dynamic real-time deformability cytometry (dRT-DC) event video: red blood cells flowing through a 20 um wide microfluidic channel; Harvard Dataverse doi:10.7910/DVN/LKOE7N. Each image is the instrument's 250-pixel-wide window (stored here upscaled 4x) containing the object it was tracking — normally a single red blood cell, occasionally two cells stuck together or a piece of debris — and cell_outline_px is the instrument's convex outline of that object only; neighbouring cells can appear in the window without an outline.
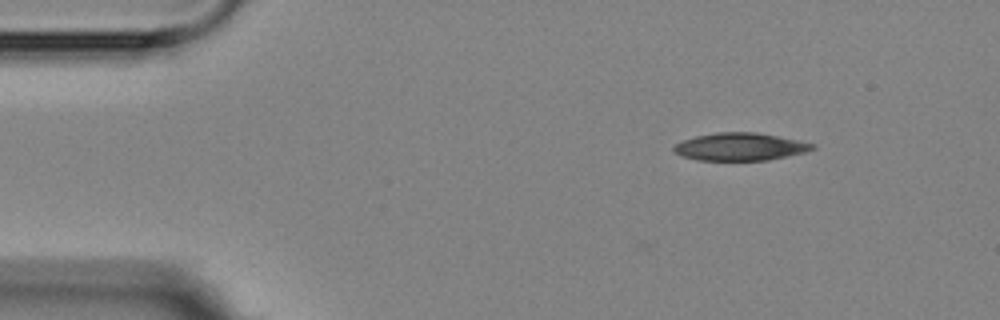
{"species": "Egyptian fruit bat (a non-hibernating species)", "species_latin": "Rousettus aegyptiacus", "temperature_condition": "room temperature", "stored_images_in_passage": 4, "camera_frame_rate_fps": 3000, "um_per_image_px": 0.085, "animal": {"sex": "female"}, "frame": {"image": 1, "passage_image": 1, "time_ms": 0.0, "image_size_px": [1000, 320], "cell_outline_px": [[816, 148], [804, 152], [768, 160], [696, 160], [680, 156], [672, 152], [672, 148], [676, 144], [684, 140], [696, 136], [716, 132], [756, 132], [816, 144]], "centroid_in_image_um": [62.86, 12.48], "position_along_channel_um": 22.1, "area_um2": 22.25}}